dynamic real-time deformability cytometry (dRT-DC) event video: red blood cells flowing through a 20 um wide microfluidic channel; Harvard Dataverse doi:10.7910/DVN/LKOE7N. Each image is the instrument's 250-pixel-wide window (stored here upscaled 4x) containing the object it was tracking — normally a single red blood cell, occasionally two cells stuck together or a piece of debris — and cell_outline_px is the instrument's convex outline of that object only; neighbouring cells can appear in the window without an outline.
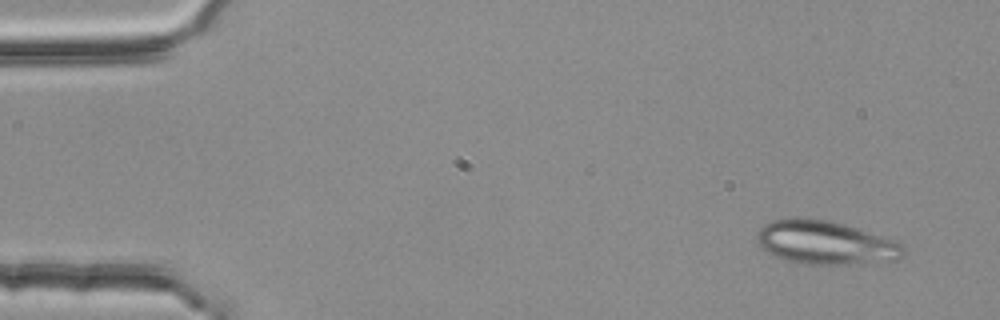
{"species": "common noctule bat (a hibernating species)", "species_latin": "Nyctalus noctula", "temperature_condition": "room temperature", "stored_images_in_passage": 5, "segment_of_instrument_passage": [2, 2], "camera_frame_rate_fps": 3000, "um_per_image_px": 0.085, "animal": {"sex": "female", "body_mass_g": 25.1}, "frame": {"image": 1, "passage_image": 5, "time_ms": 1.333, "image_size_px": [1000, 320], "cell_outline_px": [[908, 252], [896, 260], [840, 264], [800, 264], [776, 256], [760, 248], [756, 240], [756, 232], [764, 224], [772, 220], [828, 220], [844, 224], [904, 244]], "centroid_in_image_um": [70.16, 20.65], "position_along_channel_um": 14.8, "area_um2": 36.47}}